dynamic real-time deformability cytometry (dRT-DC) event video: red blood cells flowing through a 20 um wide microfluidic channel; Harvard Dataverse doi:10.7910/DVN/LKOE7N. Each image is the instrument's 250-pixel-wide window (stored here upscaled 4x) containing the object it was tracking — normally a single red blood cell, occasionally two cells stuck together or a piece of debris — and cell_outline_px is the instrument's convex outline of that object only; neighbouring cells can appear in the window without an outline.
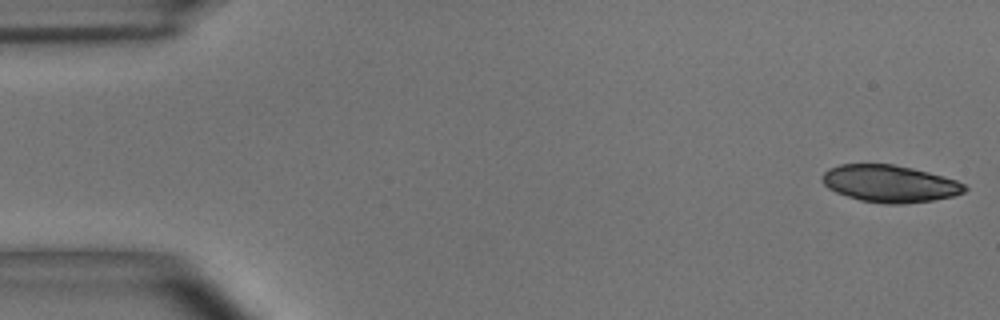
{"species": "common noctule bat (a hibernating species)", "species_latin": "Nyctalus noctula", "temperature_condition": "room temperature", "stored_images_in_passage": 12, "camera_frame_rate_fps": 3000, "um_per_image_px": 0.085, "animal": {"sex": "male", "body_mass_g": 15.6}, "frame": {"image": 1, "passage_image": 1, "time_ms": 0.0, "image_size_px": [1000, 320], "cell_outline_px": [[968, 188], [964, 192], [956, 196], [932, 200], [904, 204], [884, 204], [860, 200], [836, 192], [828, 188], [820, 180], [820, 176], [828, 168], [840, 164], [892, 164], [912, 168], [944, 176], [956, 180], [964, 184]], "centroid_in_image_um": [75.62, 15.61], "position_along_channel_um": 9.4, "area_um2": 30.98}}